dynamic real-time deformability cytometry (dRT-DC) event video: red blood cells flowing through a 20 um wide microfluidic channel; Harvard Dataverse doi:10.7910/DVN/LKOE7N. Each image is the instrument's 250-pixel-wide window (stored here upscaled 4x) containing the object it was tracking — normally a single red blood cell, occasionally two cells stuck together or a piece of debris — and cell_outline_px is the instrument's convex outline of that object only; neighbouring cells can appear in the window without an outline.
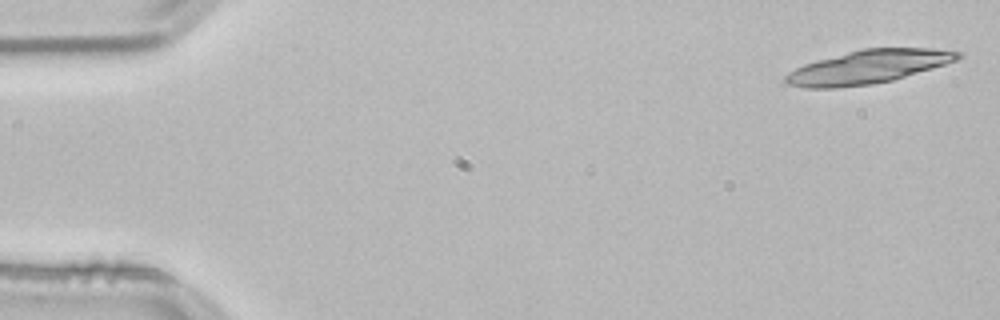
{"species": "common noctule bat (a hibernating species)", "species_latin": "Nyctalus noctula", "temperature_condition": "room temperature", "stored_images_in_passage": 18, "camera_frame_rate_fps": 3000, "um_per_image_px": 0.085, "animal": {"sex": "male", "body_mass_g": 21.5, "forearm_length_mm": 52.0}, "frame": {"image": 1, "passage_image": 1, "time_ms": 0.0, "image_size_px": [1000, 320], "cell_outline_px": [[964, 56], [956, 60], [932, 68], [892, 80], [872, 84], [836, 88], [804, 88], [788, 84], [784, 80], [784, 76], [788, 72], [804, 64], [816, 60], [864, 48], [932, 48], [964, 52]], "centroid_in_image_um": [73.78, 5.68], "position_along_channel_um": 11.2, "area_um2": 33.47}}